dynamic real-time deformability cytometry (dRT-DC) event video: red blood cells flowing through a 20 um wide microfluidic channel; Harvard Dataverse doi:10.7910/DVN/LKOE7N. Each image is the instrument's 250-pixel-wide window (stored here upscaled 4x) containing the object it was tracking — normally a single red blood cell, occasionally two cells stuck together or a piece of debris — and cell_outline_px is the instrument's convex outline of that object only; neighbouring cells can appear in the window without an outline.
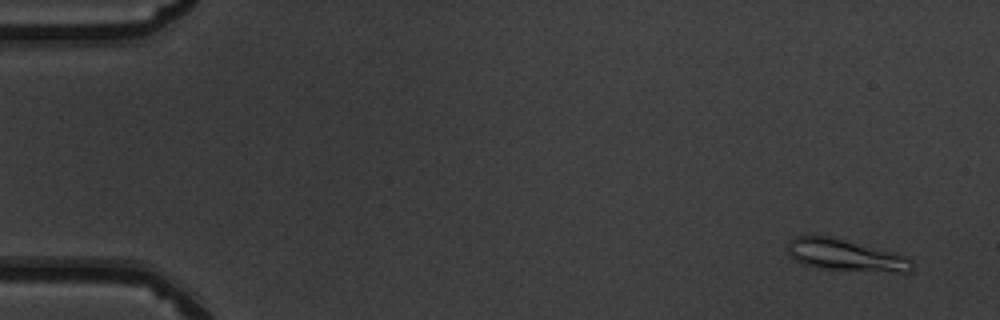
{"species": "common noctule bat (a hibernating species)", "species_latin": "Nyctalus noctula", "temperature_condition": "warm", "stored_images_in_passage": 51, "camera_frame_rate_fps": 3000, "um_per_image_px": 0.085, "animal": {"sex": "male", "body_mass_g": 19.5, "forearm_length_mm": 54.6}, "frame": {"image": 1, "passage_image": 3, "time_ms": 0.667, "image_size_px": [1000, 320], "cell_outline_px": [[912, 268], [908, 272], [900, 272], [816, 268], [804, 264], [796, 260], [788, 252], [788, 240], [792, 236], [832, 236], [904, 256], [912, 260]], "centroid_in_image_um": [71.8, 21.68], "position_along_channel_um": 13.2, "area_um2": 22.43}}
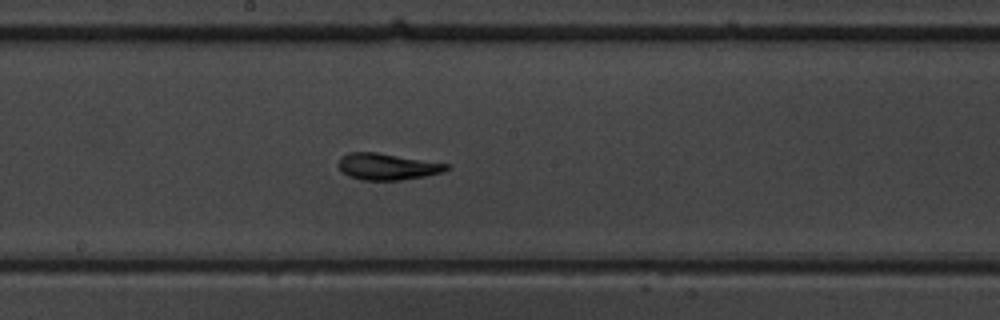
{"frame": {"image": 2, "passage_image": 28, "time_ms": 9.0, "image_size_px": [1000, 320], "cell_outline_px": [[448, 168], [444, 172], [424, 176], [400, 180], [364, 180], [348, 176], [340, 172], [336, 164], [340, 156], [348, 152], [376, 152], [448, 164]], "centroid_in_image_um": [32.82, 14.16], "position_along_channel_um": 215.4, "area_um2": 16.76}}
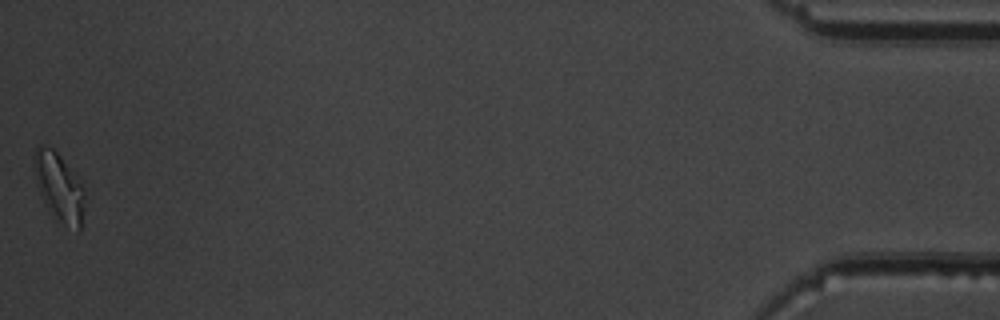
{"frame": {"image": 3, "passage_image": 51, "time_ms": 16.667, "image_size_px": [1000, 320], "cell_outline_px": [[84, 208], [80, 228], [76, 232], [52, 216], [48, 212], [40, 192], [32, 160], [32, 156], [36, 148], [40, 144], [52, 148], [60, 156], [80, 184], [84, 196]], "centroid_in_image_um": [4.99, 15.93], "position_along_channel_um": 430.2, "area_um2": 19.71}, "authors_computed_cell_mechanics": {"area_um2": 16.9932, "velocity_mm_per_s": 3.9846, "shape_relaxation_time_tau1_ms": 4.1599, "shape_relaxation_time_tau2_ms": 1.5759, "deformation_change_tau1": 0.1602, "deformation_change_tau2": 0.0856}}